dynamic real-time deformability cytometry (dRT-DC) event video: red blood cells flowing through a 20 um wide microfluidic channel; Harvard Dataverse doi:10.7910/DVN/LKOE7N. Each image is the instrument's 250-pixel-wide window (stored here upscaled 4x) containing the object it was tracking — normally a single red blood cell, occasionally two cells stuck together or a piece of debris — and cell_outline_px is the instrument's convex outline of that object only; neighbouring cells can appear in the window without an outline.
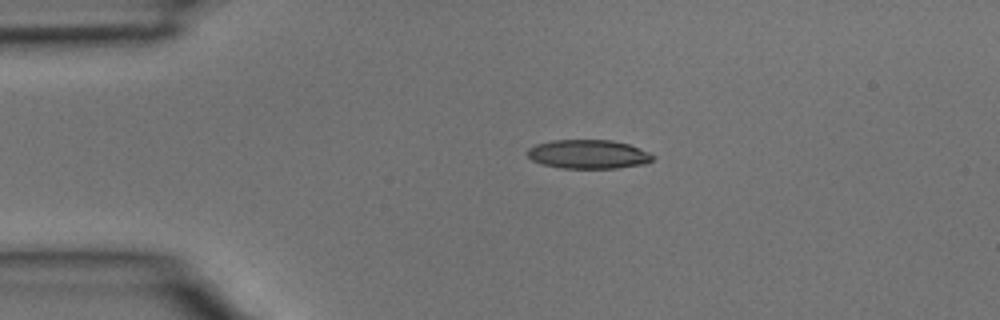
{"species": "common noctule bat (a hibernating species)", "species_latin": "Nyctalus noctula", "temperature_condition": "room temperature", "stored_images_in_passage": 2, "camera_frame_rate_fps": 3000, "um_per_image_px": 0.085, "animal": {"sex": "male", "body_mass_g": 15.6}, "frame": {"image": 1, "passage_image": 1, "time_ms": 0.0, "image_size_px": [1000, 320], "cell_outline_px": [[656, 156], [652, 160], [644, 164], [616, 168], [560, 168], [544, 164], [532, 160], [528, 156], [528, 148], [536, 144], [552, 140], [612, 140], [628, 144], [648, 152]], "centroid_in_image_um": [50.01, 13.11], "position_along_channel_um": 35.0, "area_um2": 21.04}}